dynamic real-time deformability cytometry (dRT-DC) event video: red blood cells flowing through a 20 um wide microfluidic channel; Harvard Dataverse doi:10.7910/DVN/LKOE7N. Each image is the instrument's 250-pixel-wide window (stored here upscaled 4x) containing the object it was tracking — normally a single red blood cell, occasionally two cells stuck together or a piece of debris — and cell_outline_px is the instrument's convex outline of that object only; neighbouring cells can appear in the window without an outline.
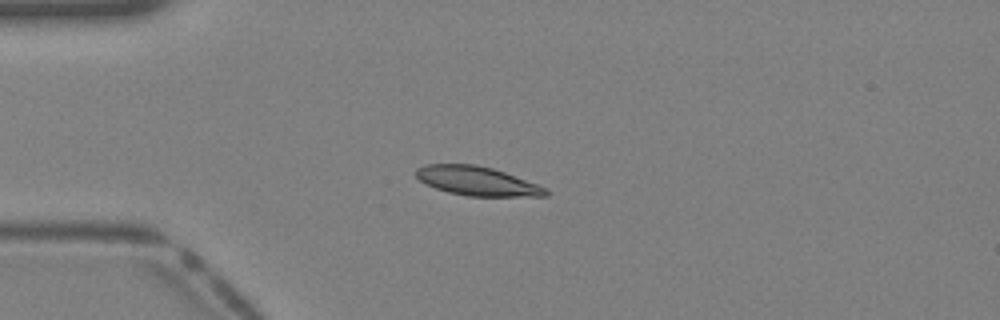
{"species": "Egyptian fruit bat (a non-hibernating species)", "species_latin": "Rousettus aegyptiacus", "temperature_condition": "warm", "stored_images_in_passage": 39, "camera_frame_rate_fps": 3000, "um_per_image_px": 0.085, "animal": {"sex": "female"}, "frame": {"image": 1, "passage_image": 10, "time_ms": 3.0, "image_size_px": [1000, 320], "cell_outline_px": [[552, 192], [548, 196], [468, 196], [448, 192], [436, 188], [420, 180], [412, 172], [416, 168], [424, 164], [476, 164], [492, 168], [504, 172], [536, 184]], "centroid_in_image_um": [40.52, 15.38], "position_along_channel_um": 44.5, "area_um2": 21.91}}
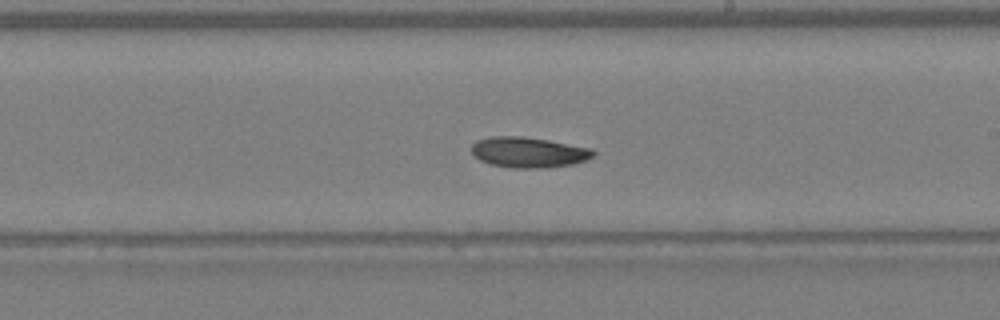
{"frame": {"image": 2, "passage_image": 23, "time_ms": 7.333, "image_size_px": [1000, 320], "cell_outline_px": [[596, 152], [592, 156], [584, 160], [572, 164], [548, 168], [512, 168], [492, 164], [480, 160], [472, 152], [472, 144], [476, 140], [492, 136], [524, 136], [548, 140], [592, 148]], "centroid_in_image_um": [44.93, 12.94], "position_along_channel_um": 244.1, "area_um2": 21.62}}
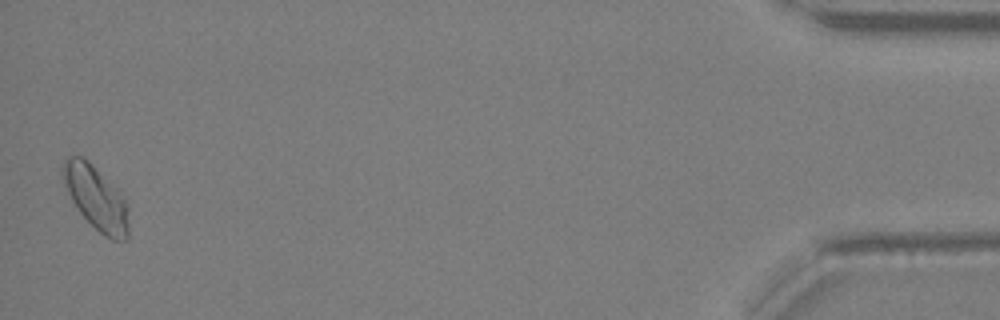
{"frame": {"image": 3, "passage_image": 39, "time_ms": 12.667, "image_size_px": [1000, 320], "cell_outline_px": [[128, 240], [112, 240], [104, 236], [80, 212], [72, 200], [60, 176], [60, 168], [64, 160], [68, 156], [84, 156], [92, 164], [128, 204]], "centroid_in_image_um": [8.13, 16.81], "position_along_channel_um": 427.1, "area_um2": 24.1}}